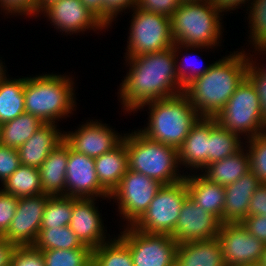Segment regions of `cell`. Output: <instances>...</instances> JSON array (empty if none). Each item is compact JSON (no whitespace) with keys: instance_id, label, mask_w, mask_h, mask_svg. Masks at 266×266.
<instances>
[{"instance_id":"1","label":"cell","mask_w":266,"mask_h":266,"mask_svg":"<svg viewBox=\"0 0 266 266\" xmlns=\"http://www.w3.org/2000/svg\"><path fill=\"white\" fill-rule=\"evenodd\" d=\"M129 72L118 90L126 112L138 111L146 102L184 92L176 72L173 47L166 50L126 57Z\"/></svg>"},{"instance_id":"2","label":"cell","mask_w":266,"mask_h":266,"mask_svg":"<svg viewBox=\"0 0 266 266\" xmlns=\"http://www.w3.org/2000/svg\"><path fill=\"white\" fill-rule=\"evenodd\" d=\"M236 52L212 63L208 71L185 86L184 93L201 117H215L246 77L251 53Z\"/></svg>"},{"instance_id":"3","label":"cell","mask_w":266,"mask_h":266,"mask_svg":"<svg viewBox=\"0 0 266 266\" xmlns=\"http://www.w3.org/2000/svg\"><path fill=\"white\" fill-rule=\"evenodd\" d=\"M149 106L147 127L139 131L149 139L179 148L192 126L201 117L187 95L180 94L144 103L138 109Z\"/></svg>"},{"instance_id":"4","label":"cell","mask_w":266,"mask_h":266,"mask_svg":"<svg viewBox=\"0 0 266 266\" xmlns=\"http://www.w3.org/2000/svg\"><path fill=\"white\" fill-rule=\"evenodd\" d=\"M68 75L43 74L25 78V112L44 123H57L76 107L74 82ZM56 121V122H55Z\"/></svg>"},{"instance_id":"5","label":"cell","mask_w":266,"mask_h":266,"mask_svg":"<svg viewBox=\"0 0 266 266\" xmlns=\"http://www.w3.org/2000/svg\"><path fill=\"white\" fill-rule=\"evenodd\" d=\"M223 15L209 1L182 3L170 17L174 43L205 49L218 46Z\"/></svg>"},{"instance_id":"6","label":"cell","mask_w":266,"mask_h":266,"mask_svg":"<svg viewBox=\"0 0 266 266\" xmlns=\"http://www.w3.org/2000/svg\"><path fill=\"white\" fill-rule=\"evenodd\" d=\"M128 169L159 181L163 185L177 183L185 175L179 173L178 149L149 139L139 129L126 134Z\"/></svg>"},{"instance_id":"7","label":"cell","mask_w":266,"mask_h":266,"mask_svg":"<svg viewBox=\"0 0 266 266\" xmlns=\"http://www.w3.org/2000/svg\"><path fill=\"white\" fill-rule=\"evenodd\" d=\"M214 119L224 129L239 136L245 134L247 139L266 132L261 102L254 85L247 77Z\"/></svg>"},{"instance_id":"8","label":"cell","mask_w":266,"mask_h":266,"mask_svg":"<svg viewBox=\"0 0 266 266\" xmlns=\"http://www.w3.org/2000/svg\"><path fill=\"white\" fill-rule=\"evenodd\" d=\"M132 10L125 57H136L173 47L170 17L145 12L136 6Z\"/></svg>"},{"instance_id":"9","label":"cell","mask_w":266,"mask_h":266,"mask_svg":"<svg viewBox=\"0 0 266 266\" xmlns=\"http://www.w3.org/2000/svg\"><path fill=\"white\" fill-rule=\"evenodd\" d=\"M189 196L185 179L169 185H162L147 211L133 225L145 233L171 235L177 224L181 207Z\"/></svg>"},{"instance_id":"10","label":"cell","mask_w":266,"mask_h":266,"mask_svg":"<svg viewBox=\"0 0 266 266\" xmlns=\"http://www.w3.org/2000/svg\"><path fill=\"white\" fill-rule=\"evenodd\" d=\"M162 185L145 174L128 169L109 199L117 200L121 219L128 221L127 226H133L147 211Z\"/></svg>"},{"instance_id":"11","label":"cell","mask_w":266,"mask_h":266,"mask_svg":"<svg viewBox=\"0 0 266 266\" xmlns=\"http://www.w3.org/2000/svg\"><path fill=\"white\" fill-rule=\"evenodd\" d=\"M118 235L130 249L134 266H175L178 243L169 234L145 233L125 226Z\"/></svg>"},{"instance_id":"12","label":"cell","mask_w":266,"mask_h":266,"mask_svg":"<svg viewBox=\"0 0 266 266\" xmlns=\"http://www.w3.org/2000/svg\"><path fill=\"white\" fill-rule=\"evenodd\" d=\"M217 239L226 266H257L266 245L250 234L242 223L221 224Z\"/></svg>"},{"instance_id":"13","label":"cell","mask_w":266,"mask_h":266,"mask_svg":"<svg viewBox=\"0 0 266 266\" xmlns=\"http://www.w3.org/2000/svg\"><path fill=\"white\" fill-rule=\"evenodd\" d=\"M49 197L50 195L47 194L19 197L15 215L2 237L16 246H32L40 231L46 201Z\"/></svg>"},{"instance_id":"14","label":"cell","mask_w":266,"mask_h":266,"mask_svg":"<svg viewBox=\"0 0 266 266\" xmlns=\"http://www.w3.org/2000/svg\"><path fill=\"white\" fill-rule=\"evenodd\" d=\"M66 196L75 198H108L110 194L100 185L94 158L69 147L66 167Z\"/></svg>"},{"instance_id":"15","label":"cell","mask_w":266,"mask_h":266,"mask_svg":"<svg viewBox=\"0 0 266 266\" xmlns=\"http://www.w3.org/2000/svg\"><path fill=\"white\" fill-rule=\"evenodd\" d=\"M108 124L101 121L86 122L75 132H65L64 142L74 151L96 158L117 147L124 139Z\"/></svg>"},{"instance_id":"16","label":"cell","mask_w":266,"mask_h":266,"mask_svg":"<svg viewBox=\"0 0 266 266\" xmlns=\"http://www.w3.org/2000/svg\"><path fill=\"white\" fill-rule=\"evenodd\" d=\"M221 222L206 210H202L188 196L181 207V212L172 236L178 244L210 240L216 238Z\"/></svg>"},{"instance_id":"17","label":"cell","mask_w":266,"mask_h":266,"mask_svg":"<svg viewBox=\"0 0 266 266\" xmlns=\"http://www.w3.org/2000/svg\"><path fill=\"white\" fill-rule=\"evenodd\" d=\"M60 32L76 34L87 30L107 28L80 0H59L43 12ZM90 28V29H89ZM87 29V30H86Z\"/></svg>"},{"instance_id":"18","label":"cell","mask_w":266,"mask_h":266,"mask_svg":"<svg viewBox=\"0 0 266 266\" xmlns=\"http://www.w3.org/2000/svg\"><path fill=\"white\" fill-rule=\"evenodd\" d=\"M96 198L73 197V211L69 223L71 231L83 245L95 249L107 242L102 216L95 206Z\"/></svg>"},{"instance_id":"19","label":"cell","mask_w":266,"mask_h":266,"mask_svg":"<svg viewBox=\"0 0 266 266\" xmlns=\"http://www.w3.org/2000/svg\"><path fill=\"white\" fill-rule=\"evenodd\" d=\"M211 132V117H200L178 148V162L190 170L203 169L208 165V146ZM194 168V169H193Z\"/></svg>"},{"instance_id":"20","label":"cell","mask_w":266,"mask_h":266,"mask_svg":"<svg viewBox=\"0 0 266 266\" xmlns=\"http://www.w3.org/2000/svg\"><path fill=\"white\" fill-rule=\"evenodd\" d=\"M261 184L258 178L250 171L237 181L224 186L223 224L241 223L248 216L252 195Z\"/></svg>"},{"instance_id":"21","label":"cell","mask_w":266,"mask_h":266,"mask_svg":"<svg viewBox=\"0 0 266 266\" xmlns=\"http://www.w3.org/2000/svg\"><path fill=\"white\" fill-rule=\"evenodd\" d=\"M64 141V132L54 123H45L17 151L20 164L39 168L50 152Z\"/></svg>"},{"instance_id":"22","label":"cell","mask_w":266,"mask_h":266,"mask_svg":"<svg viewBox=\"0 0 266 266\" xmlns=\"http://www.w3.org/2000/svg\"><path fill=\"white\" fill-rule=\"evenodd\" d=\"M189 197L202 210L214 215L223 224V208L225 203V188L213 183L202 174L186 175L184 177Z\"/></svg>"},{"instance_id":"23","label":"cell","mask_w":266,"mask_h":266,"mask_svg":"<svg viewBox=\"0 0 266 266\" xmlns=\"http://www.w3.org/2000/svg\"><path fill=\"white\" fill-rule=\"evenodd\" d=\"M69 146L63 141L47 156L38 168L43 194L66 196V167Z\"/></svg>"},{"instance_id":"24","label":"cell","mask_w":266,"mask_h":266,"mask_svg":"<svg viewBox=\"0 0 266 266\" xmlns=\"http://www.w3.org/2000/svg\"><path fill=\"white\" fill-rule=\"evenodd\" d=\"M175 266H226L216 238L178 244Z\"/></svg>"},{"instance_id":"25","label":"cell","mask_w":266,"mask_h":266,"mask_svg":"<svg viewBox=\"0 0 266 266\" xmlns=\"http://www.w3.org/2000/svg\"><path fill=\"white\" fill-rule=\"evenodd\" d=\"M94 163L100 185L111 194L128 170L126 134L117 147L94 158Z\"/></svg>"},{"instance_id":"26","label":"cell","mask_w":266,"mask_h":266,"mask_svg":"<svg viewBox=\"0 0 266 266\" xmlns=\"http://www.w3.org/2000/svg\"><path fill=\"white\" fill-rule=\"evenodd\" d=\"M244 148L220 161L208 164L203 169L205 172L202 175L209 181L222 186L237 181L250 172L249 155Z\"/></svg>"},{"instance_id":"27","label":"cell","mask_w":266,"mask_h":266,"mask_svg":"<svg viewBox=\"0 0 266 266\" xmlns=\"http://www.w3.org/2000/svg\"><path fill=\"white\" fill-rule=\"evenodd\" d=\"M44 124L38 117L25 112L0 125V143L18 149Z\"/></svg>"},{"instance_id":"28","label":"cell","mask_w":266,"mask_h":266,"mask_svg":"<svg viewBox=\"0 0 266 266\" xmlns=\"http://www.w3.org/2000/svg\"><path fill=\"white\" fill-rule=\"evenodd\" d=\"M25 77L5 78L0 82V124L25 113Z\"/></svg>"},{"instance_id":"29","label":"cell","mask_w":266,"mask_h":266,"mask_svg":"<svg viewBox=\"0 0 266 266\" xmlns=\"http://www.w3.org/2000/svg\"><path fill=\"white\" fill-rule=\"evenodd\" d=\"M2 187V191L18 198L43 194L39 169L26 165H20L19 168L5 180Z\"/></svg>"},{"instance_id":"30","label":"cell","mask_w":266,"mask_h":266,"mask_svg":"<svg viewBox=\"0 0 266 266\" xmlns=\"http://www.w3.org/2000/svg\"><path fill=\"white\" fill-rule=\"evenodd\" d=\"M240 136L221 127L211 117V132L208 146V164L220 161L243 148Z\"/></svg>"},{"instance_id":"31","label":"cell","mask_w":266,"mask_h":266,"mask_svg":"<svg viewBox=\"0 0 266 266\" xmlns=\"http://www.w3.org/2000/svg\"><path fill=\"white\" fill-rule=\"evenodd\" d=\"M92 249V266H134L129 246L118 236Z\"/></svg>"},{"instance_id":"32","label":"cell","mask_w":266,"mask_h":266,"mask_svg":"<svg viewBox=\"0 0 266 266\" xmlns=\"http://www.w3.org/2000/svg\"><path fill=\"white\" fill-rule=\"evenodd\" d=\"M40 251L52 249H74L81 248L83 244L71 231L70 226L51 227L40 229L36 241L32 245Z\"/></svg>"},{"instance_id":"33","label":"cell","mask_w":266,"mask_h":266,"mask_svg":"<svg viewBox=\"0 0 266 266\" xmlns=\"http://www.w3.org/2000/svg\"><path fill=\"white\" fill-rule=\"evenodd\" d=\"M72 211L73 197L50 196L46 201L40 229L68 226Z\"/></svg>"},{"instance_id":"34","label":"cell","mask_w":266,"mask_h":266,"mask_svg":"<svg viewBox=\"0 0 266 266\" xmlns=\"http://www.w3.org/2000/svg\"><path fill=\"white\" fill-rule=\"evenodd\" d=\"M45 266H92V249L87 245L74 249L42 251Z\"/></svg>"},{"instance_id":"35","label":"cell","mask_w":266,"mask_h":266,"mask_svg":"<svg viewBox=\"0 0 266 266\" xmlns=\"http://www.w3.org/2000/svg\"><path fill=\"white\" fill-rule=\"evenodd\" d=\"M250 171L261 183H266V132L247 139Z\"/></svg>"},{"instance_id":"36","label":"cell","mask_w":266,"mask_h":266,"mask_svg":"<svg viewBox=\"0 0 266 266\" xmlns=\"http://www.w3.org/2000/svg\"><path fill=\"white\" fill-rule=\"evenodd\" d=\"M253 1V2H252ZM249 11L250 44L253 47L266 45V0H252Z\"/></svg>"},{"instance_id":"37","label":"cell","mask_w":266,"mask_h":266,"mask_svg":"<svg viewBox=\"0 0 266 266\" xmlns=\"http://www.w3.org/2000/svg\"><path fill=\"white\" fill-rule=\"evenodd\" d=\"M191 48H192V50H195L196 48H198V49H202V47H187V46H183V45H181V44H177V43H174L173 44V49H174V53H175V58H176V72H177V76H178V79L181 81V85L185 88V86L188 84V83H190L193 79H195V78H197V77H199V76H201V75H203L206 71H208L209 70V68H210V65L211 64H208L206 67L204 66L203 68L202 67H199V68H196V67H191V66H189V67H191L190 69H188L189 67H186V65L188 64H186V59L188 58V57H190L189 55L190 54H186L185 56L183 55V57H181V58H183V61H182V63L179 65L178 64V60L180 59V57H178L179 55H178V53L179 54H181L180 52H182L181 50H183V49H186L185 51H187V50H191ZM180 50V52H179V50ZM196 56V55H195ZM179 58V59H178ZM198 58V57H197ZM189 60H190V58H188ZM184 63H185V65H184ZM184 65V66H183ZM183 66V67H182ZM187 70V71H186ZM191 70V71H190Z\"/></svg>"},{"instance_id":"38","label":"cell","mask_w":266,"mask_h":266,"mask_svg":"<svg viewBox=\"0 0 266 266\" xmlns=\"http://www.w3.org/2000/svg\"><path fill=\"white\" fill-rule=\"evenodd\" d=\"M10 266H45L42 251L33 246H17L13 251Z\"/></svg>"},{"instance_id":"39","label":"cell","mask_w":266,"mask_h":266,"mask_svg":"<svg viewBox=\"0 0 266 266\" xmlns=\"http://www.w3.org/2000/svg\"><path fill=\"white\" fill-rule=\"evenodd\" d=\"M20 165L17 149L0 143V181L2 184L19 168Z\"/></svg>"},{"instance_id":"40","label":"cell","mask_w":266,"mask_h":266,"mask_svg":"<svg viewBox=\"0 0 266 266\" xmlns=\"http://www.w3.org/2000/svg\"><path fill=\"white\" fill-rule=\"evenodd\" d=\"M18 197L7 194L0 189V237L8 230L15 215Z\"/></svg>"},{"instance_id":"41","label":"cell","mask_w":266,"mask_h":266,"mask_svg":"<svg viewBox=\"0 0 266 266\" xmlns=\"http://www.w3.org/2000/svg\"><path fill=\"white\" fill-rule=\"evenodd\" d=\"M181 4V0H136L138 9L168 17H171Z\"/></svg>"},{"instance_id":"42","label":"cell","mask_w":266,"mask_h":266,"mask_svg":"<svg viewBox=\"0 0 266 266\" xmlns=\"http://www.w3.org/2000/svg\"><path fill=\"white\" fill-rule=\"evenodd\" d=\"M37 0H0V8L5 14L35 17Z\"/></svg>"},{"instance_id":"43","label":"cell","mask_w":266,"mask_h":266,"mask_svg":"<svg viewBox=\"0 0 266 266\" xmlns=\"http://www.w3.org/2000/svg\"><path fill=\"white\" fill-rule=\"evenodd\" d=\"M135 6L136 0H103V24L108 28L119 12Z\"/></svg>"},{"instance_id":"44","label":"cell","mask_w":266,"mask_h":266,"mask_svg":"<svg viewBox=\"0 0 266 266\" xmlns=\"http://www.w3.org/2000/svg\"><path fill=\"white\" fill-rule=\"evenodd\" d=\"M246 77L251 81L257 91L266 125V77L251 62L247 67Z\"/></svg>"},{"instance_id":"45","label":"cell","mask_w":266,"mask_h":266,"mask_svg":"<svg viewBox=\"0 0 266 266\" xmlns=\"http://www.w3.org/2000/svg\"><path fill=\"white\" fill-rule=\"evenodd\" d=\"M241 223L250 234L266 244V216H247Z\"/></svg>"},{"instance_id":"46","label":"cell","mask_w":266,"mask_h":266,"mask_svg":"<svg viewBox=\"0 0 266 266\" xmlns=\"http://www.w3.org/2000/svg\"><path fill=\"white\" fill-rule=\"evenodd\" d=\"M266 216V183H262L253 193L249 203L248 216Z\"/></svg>"},{"instance_id":"47","label":"cell","mask_w":266,"mask_h":266,"mask_svg":"<svg viewBox=\"0 0 266 266\" xmlns=\"http://www.w3.org/2000/svg\"><path fill=\"white\" fill-rule=\"evenodd\" d=\"M17 246L0 237V266H10L13 251Z\"/></svg>"},{"instance_id":"48","label":"cell","mask_w":266,"mask_h":266,"mask_svg":"<svg viewBox=\"0 0 266 266\" xmlns=\"http://www.w3.org/2000/svg\"><path fill=\"white\" fill-rule=\"evenodd\" d=\"M209 3L221 14L222 12H227L228 10H236L239 8L240 4L245 5L246 2L250 0H208ZM238 6V7H237Z\"/></svg>"},{"instance_id":"49","label":"cell","mask_w":266,"mask_h":266,"mask_svg":"<svg viewBox=\"0 0 266 266\" xmlns=\"http://www.w3.org/2000/svg\"><path fill=\"white\" fill-rule=\"evenodd\" d=\"M103 23V0H80Z\"/></svg>"},{"instance_id":"50","label":"cell","mask_w":266,"mask_h":266,"mask_svg":"<svg viewBox=\"0 0 266 266\" xmlns=\"http://www.w3.org/2000/svg\"><path fill=\"white\" fill-rule=\"evenodd\" d=\"M254 49L255 50H257L258 51V53H259V51H260V53H265L264 55H266V45H259V46H257V47H254ZM252 56H254V55H251V57L249 56V59H250V62L254 65V67L261 73V74H263L265 77H266V68L265 67H263V66H259V64H257V66H256V61H253V58H252Z\"/></svg>"},{"instance_id":"51","label":"cell","mask_w":266,"mask_h":266,"mask_svg":"<svg viewBox=\"0 0 266 266\" xmlns=\"http://www.w3.org/2000/svg\"><path fill=\"white\" fill-rule=\"evenodd\" d=\"M59 0H37L36 4V17L37 14L39 16L40 13H42L47 7H49L51 4L58 2Z\"/></svg>"},{"instance_id":"52","label":"cell","mask_w":266,"mask_h":266,"mask_svg":"<svg viewBox=\"0 0 266 266\" xmlns=\"http://www.w3.org/2000/svg\"><path fill=\"white\" fill-rule=\"evenodd\" d=\"M1 61V60H0ZM6 66L3 65V62H0V82L6 78V68H4Z\"/></svg>"},{"instance_id":"53","label":"cell","mask_w":266,"mask_h":266,"mask_svg":"<svg viewBox=\"0 0 266 266\" xmlns=\"http://www.w3.org/2000/svg\"><path fill=\"white\" fill-rule=\"evenodd\" d=\"M257 266H266V245H265V248H264L263 255L261 256V260H260V262L258 263Z\"/></svg>"},{"instance_id":"54","label":"cell","mask_w":266,"mask_h":266,"mask_svg":"<svg viewBox=\"0 0 266 266\" xmlns=\"http://www.w3.org/2000/svg\"><path fill=\"white\" fill-rule=\"evenodd\" d=\"M208 0H181V3L203 2Z\"/></svg>"}]
</instances>
